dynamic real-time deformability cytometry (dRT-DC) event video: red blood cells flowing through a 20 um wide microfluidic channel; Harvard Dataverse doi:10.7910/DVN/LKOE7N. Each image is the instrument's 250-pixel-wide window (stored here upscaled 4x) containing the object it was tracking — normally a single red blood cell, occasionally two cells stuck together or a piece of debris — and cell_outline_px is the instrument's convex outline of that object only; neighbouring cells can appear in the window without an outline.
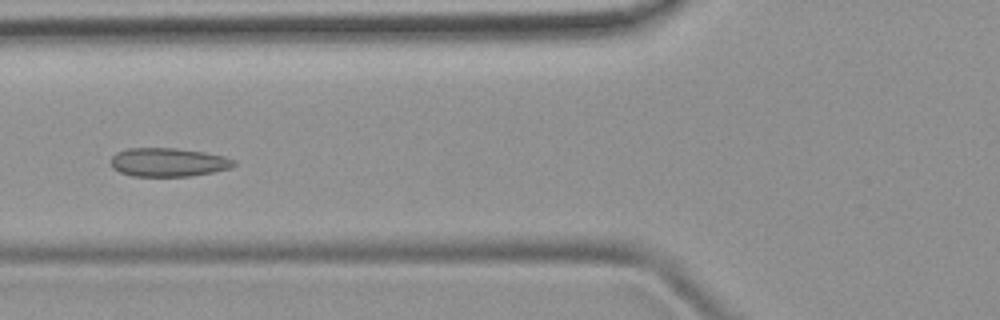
{"species": "common noctule bat (a hibernating species)", "species_latin": "Nyctalus noctula", "temperature_condition": "room temperature", "stored_images_in_passage": 7, "camera_frame_rate_fps": 3000, "um_per_image_px": 0.085, "animal": {"sex": "female", "body_mass_g": 19.9}, "frame": {"image": 1, "passage_image": 5, "time_ms": 4.667, "image_size_px": [1000, 320], "cell_outline_px": [[236, 164], [232, 168], [212, 172], [188, 176], [132, 176], [120, 172], [112, 168], [112, 156], [116, 152], [128, 148], [176, 148], [204, 152], [224, 156], [236, 160]], "centroid_in_image_um": [14.32, 13.79], "position_along_channel_um": 111.5, "area_um2": 20.58}}
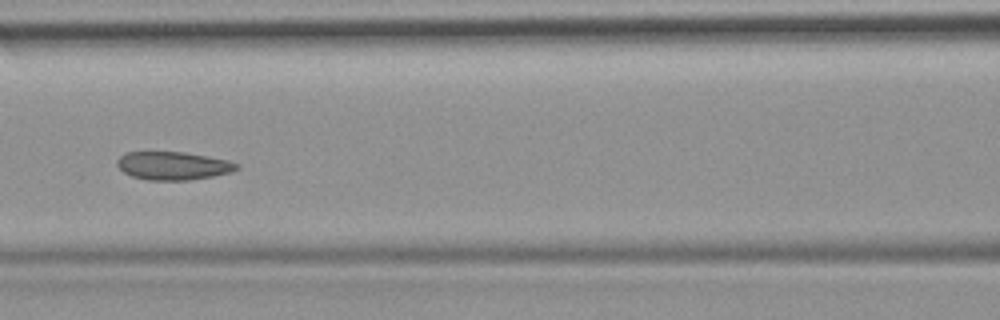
{"frame": {"image": 2, "passage_image": 6, "time_ms": 5.667, "image_size_px": [1000, 320], "cell_outline_px": [[240, 168], [232, 172], [212, 176], [188, 180], [148, 180], [132, 176], [124, 172], [116, 164], [116, 160], [124, 152], [184, 152], [208, 156], [228, 160], [240, 164]], "centroid_in_image_um": [14.73, 14.08], "position_along_channel_um": 151.9, "area_um2": 19.71}}
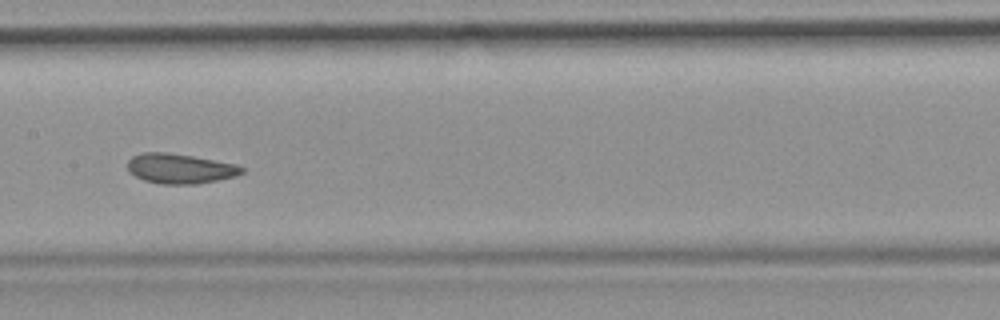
{"frame": {"image": 3, "passage_image": 7, "time_ms": 6.667, "image_size_px": [1000, 320], "cell_outline_px": [[244, 172], [236, 176], [196, 184], [160, 184], [144, 180], [128, 172], [128, 160], [132, 156], [144, 152], [168, 152], [192, 156], [236, 164], [244, 168]], "centroid_in_image_um": [15.28, 14.33], "position_along_channel_um": 192.1, "area_um2": 19.88}}